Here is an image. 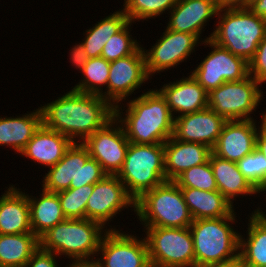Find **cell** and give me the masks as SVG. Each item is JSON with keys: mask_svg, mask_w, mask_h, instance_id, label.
Returning <instances> with one entry per match:
<instances>
[{"mask_svg": "<svg viewBox=\"0 0 266 267\" xmlns=\"http://www.w3.org/2000/svg\"><path fill=\"white\" fill-rule=\"evenodd\" d=\"M110 62L103 57L89 58L81 73L84 77L72 89L81 93L100 95L107 101V82L109 79ZM105 88V92L102 91ZM106 85V86H105Z\"/></svg>", "mask_w": 266, "mask_h": 267, "instance_id": "31", "label": "cell"}, {"mask_svg": "<svg viewBox=\"0 0 266 267\" xmlns=\"http://www.w3.org/2000/svg\"><path fill=\"white\" fill-rule=\"evenodd\" d=\"M70 60L72 61V66L74 65L76 69H80L82 71L84 65L88 62L89 57L88 53L85 51V47L83 44L79 43L70 50Z\"/></svg>", "mask_w": 266, "mask_h": 267, "instance_id": "39", "label": "cell"}, {"mask_svg": "<svg viewBox=\"0 0 266 267\" xmlns=\"http://www.w3.org/2000/svg\"><path fill=\"white\" fill-rule=\"evenodd\" d=\"M213 50L195 67L191 75L209 93L225 82L243 80L249 76L248 62L212 42L201 40Z\"/></svg>", "mask_w": 266, "mask_h": 267, "instance_id": "11", "label": "cell"}, {"mask_svg": "<svg viewBox=\"0 0 266 267\" xmlns=\"http://www.w3.org/2000/svg\"><path fill=\"white\" fill-rule=\"evenodd\" d=\"M249 183L260 193L266 191V158L256 148L237 162Z\"/></svg>", "mask_w": 266, "mask_h": 267, "instance_id": "35", "label": "cell"}, {"mask_svg": "<svg viewBox=\"0 0 266 267\" xmlns=\"http://www.w3.org/2000/svg\"><path fill=\"white\" fill-rule=\"evenodd\" d=\"M180 189L193 220L221 218L234 213V206L218 190Z\"/></svg>", "mask_w": 266, "mask_h": 267, "instance_id": "27", "label": "cell"}, {"mask_svg": "<svg viewBox=\"0 0 266 267\" xmlns=\"http://www.w3.org/2000/svg\"><path fill=\"white\" fill-rule=\"evenodd\" d=\"M176 3L177 0H126L123 10L129 21L134 23L155 18L169 9L171 11Z\"/></svg>", "mask_w": 266, "mask_h": 267, "instance_id": "33", "label": "cell"}, {"mask_svg": "<svg viewBox=\"0 0 266 267\" xmlns=\"http://www.w3.org/2000/svg\"><path fill=\"white\" fill-rule=\"evenodd\" d=\"M128 22L127 15L124 13V10H121L111 13V15L95 23L92 28L87 29L85 32L86 36L81 44L85 47L88 57H100L105 43Z\"/></svg>", "mask_w": 266, "mask_h": 267, "instance_id": "30", "label": "cell"}, {"mask_svg": "<svg viewBox=\"0 0 266 267\" xmlns=\"http://www.w3.org/2000/svg\"><path fill=\"white\" fill-rule=\"evenodd\" d=\"M256 121H227L220 133L212 153L222 159L238 162L256 148V135L259 130Z\"/></svg>", "mask_w": 266, "mask_h": 267, "instance_id": "18", "label": "cell"}, {"mask_svg": "<svg viewBox=\"0 0 266 267\" xmlns=\"http://www.w3.org/2000/svg\"><path fill=\"white\" fill-rule=\"evenodd\" d=\"M227 120L211 108L174 118L173 137L179 141L215 146Z\"/></svg>", "mask_w": 266, "mask_h": 267, "instance_id": "17", "label": "cell"}, {"mask_svg": "<svg viewBox=\"0 0 266 267\" xmlns=\"http://www.w3.org/2000/svg\"><path fill=\"white\" fill-rule=\"evenodd\" d=\"M218 7L215 0H177L169 11L167 28L172 31L194 34L199 40L202 30L210 18L217 16ZM203 28V29H202Z\"/></svg>", "mask_w": 266, "mask_h": 267, "instance_id": "20", "label": "cell"}, {"mask_svg": "<svg viewBox=\"0 0 266 267\" xmlns=\"http://www.w3.org/2000/svg\"><path fill=\"white\" fill-rule=\"evenodd\" d=\"M135 213L144 227L185 228L193 217L174 181L146 191L135 201Z\"/></svg>", "mask_w": 266, "mask_h": 267, "instance_id": "6", "label": "cell"}, {"mask_svg": "<svg viewBox=\"0 0 266 267\" xmlns=\"http://www.w3.org/2000/svg\"><path fill=\"white\" fill-rule=\"evenodd\" d=\"M40 198L28 197L32 233L40 238L45 232L66 219L55 192L42 189Z\"/></svg>", "mask_w": 266, "mask_h": 267, "instance_id": "28", "label": "cell"}, {"mask_svg": "<svg viewBox=\"0 0 266 267\" xmlns=\"http://www.w3.org/2000/svg\"><path fill=\"white\" fill-rule=\"evenodd\" d=\"M261 125L256 135V149L266 158V113L262 115Z\"/></svg>", "mask_w": 266, "mask_h": 267, "instance_id": "40", "label": "cell"}, {"mask_svg": "<svg viewBox=\"0 0 266 267\" xmlns=\"http://www.w3.org/2000/svg\"><path fill=\"white\" fill-rule=\"evenodd\" d=\"M260 212L266 217V214H265V212H263L262 210H260Z\"/></svg>", "mask_w": 266, "mask_h": 267, "instance_id": "46", "label": "cell"}, {"mask_svg": "<svg viewBox=\"0 0 266 267\" xmlns=\"http://www.w3.org/2000/svg\"><path fill=\"white\" fill-rule=\"evenodd\" d=\"M136 201L146 191L166 181L164 144L131 143L121 170L116 175Z\"/></svg>", "mask_w": 266, "mask_h": 267, "instance_id": "7", "label": "cell"}, {"mask_svg": "<svg viewBox=\"0 0 266 267\" xmlns=\"http://www.w3.org/2000/svg\"><path fill=\"white\" fill-rule=\"evenodd\" d=\"M47 172L43 176L42 187L55 193L88 184L94 185L107 175L101 165L90 157L88 149L81 142H73L63 158Z\"/></svg>", "mask_w": 266, "mask_h": 267, "instance_id": "8", "label": "cell"}, {"mask_svg": "<svg viewBox=\"0 0 266 267\" xmlns=\"http://www.w3.org/2000/svg\"><path fill=\"white\" fill-rule=\"evenodd\" d=\"M39 248V238L32 232L0 234V267L26 265Z\"/></svg>", "mask_w": 266, "mask_h": 267, "instance_id": "29", "label": "cell"}, {"mask_svg": "<svg viewBox=\"0 0 266 267\" xmlns=\"http://www.w3.org/2000/svg\"><path fill=\"white\" fill-rule=\"evenodd\" d=\"M5 267H26L25 265H21V266H5Z\"/></svg>", "mask_w": 266, "mask_h": 267, "instance_id": "45", "label": "cell"}, {"mask_svg": "<svg viewBox=\"0 0 266 267\" xmlns=\"http://www.w3.org/2000/svg\"><path fill=\"white\" fill-rule=\"evenodd\" d=\"M41 125L40 108L22 117H0V146H10L20 154Z\"/></svg>", "mask_w": 266, "mask_h": 267, "instance_id": "26", "label": "cell"}, {"mask_svg": "<svg viewBox=\"0 0 266 267\" xmlns=\"http://www.w3.org/2000/svg\"><path fill=\"white\" fill-rule=\"evenodd\" d=\"M72 143L65 135L41 125L20 154L49 169L63 158Z\"/></svg>", "mask_w": 266, "mask_h": 267, "instance_id": "22", "label": "cell"}, {"mask_svg": "<svg viewBox=\"0 0 266 267\" xmlns=\"http://www.w3.org/2000/svg\"><path fill=\"white\" fill-rule=\"evenodd\" d=\"M236 217L234 212L221 218L193 220L189 229L193 237L195 267L227 262L239 256L240 234L231 226Z\"/></svg>", "mask_w": 266, "mask_h": 267, "instance_id": "5", "label": "cell"}, {"mask_svg": "<svg viewBox=\"0 0 266 267\" xmlns=\"http://www.w3.org/2000/svg\"><path fill=\"white\" fill-rule=\"evenodd\" d=\"M158 91L166 99L174 118L208 107V92L191 74L188 77L176 80V82L164 84ZM175 113L178 116H175Z\"/></svg>", "mask_w": 266, "mask_h": 267, "instance_id": "19", "label": "cell"}, {"mask_svg": "<svg viewBox=\"0 0 266 267\" xmlns=\"http://www.w3.org/2000/svg\"><path fill=\"white\" fill-rule=\"evenodd\" d=\"M149 79L144 51L140 46L132 55L110 62L107 101L113 107L119 102L121 105V101L126 100Z\"/></svg>", "mask_w": 266, "mask_h": 267, "instance_id": "16", "label": "cell"}, {"mask_svg": "<svg viewBox=\"0 0 266 267\" xmlns=\"http://www.w3.org/2000/svg\"><path fill=\"white\" fill-rule=\"evenodd\" d=\"M126 104L125 113L121 111L122 106L121 109L120 105L114 107V117L121 124L129 142L164 144L173 136L174 117L158 89L149 90Z\"/></svg>", "mask_w": 266, "mask_h": 267, "instance_id": "2", "label": "cell"}, {"mask_svg": "<svg viewBox=\"0 0 266 267\" xmlns=\"http://www.w3.org/2000/svg\"><path fill=\"white\" fill-rule=\"evenodd\" d=\"M219 10L248 8L250 0H215Z\"/></svg>", "mask_w": 266, "mask_h": 267, "instance_id": "41", "label": "cell"}, {"mask_svg": "<svg viewBox=\"0 0 266 267\" xmlns=\"http://www.w3.org/2000/svg\"><path fill=\"white\" fill-rule=\"evenodd\" d=\"M69 267H101L95 260L90 261H77L69 264Z\"/></svg>", "mask_w": 266, "mask_h": 267, "instance_id": "44", "label": "cell"}, {"mask_svg": "<svg viewBox=\"0 0 266 267\" xmlns=\"http://www.w3.org/2000/svg\"><path fill=\"white\" fill-rule=\"evenodd\" d=\"M39 108L44 127L75 143H82L114 118V107L103 97L73 89Z\"/></svg>", "mask_w": 266, "mask_h": 267, "instance_id": "1", "label": "cell"}, {"mask_svg": "<svg viewBox=\"0 0 266 267\" xmlns=\"http://www.w3.org/2000/svg\"><path fill=\"white\" fill-rule=\"evenodd\" d=\"M82 144L107 175H117L123 166L130 142L114 117L104 127L88 136Z\"/></svg>", "mask_w": 266, "mask_h": 267, "instance_id": "13", "label": "cell"}, {"mask_svg": "<svg viewBox=\"0 0 266 267\" xmlns=\"http://www.w3.org/2000/svg\"><path fill=\"white\" fill-rule=\"evenodd\" d=\"M248 8L255 15L266 19V0H251Z\"/></svg>", "mask_w": 266, "mask_h": 267, "instance_id": "42", "label": "cell"}, {"mask_svg": "<svg viewBox=\"0 0 266 267\" xmlns=\"http://www.w3.org/2000/svg\"><path fill=\"white\" fill-rule=\"evenodd\" d=\"M202 267H245V265L243 264L242 260L238 256L237 258L227 261V262L213 263V264H208Z\"/></svg>", "mask_w": 266, "mask_h": 267, "instance_id": "43", "label": "cell"}, {"mask_svg": "<svg viewBox=\"0 0 266 267\" xmlns=\"http://www.w3.org/2000/svg\"><path fill=\"white\" fill-rule=\"evenodd\" d=\"M94 189V185L88 184L76 189H66L57 192L61 209L66 219L86 218V205Z\"/></svg>", "mask_w": 266, "mask_h": 267, "instance_id": "32", "label": "cell"}, {"mask_svg": "<svg viewBox=\"0 0 266 267\" xmlns=\"http://www.w3.org/2000/svg\"><path fill=\"white\" fill-rule=\"evenodd\" d=\"M250 75L243 80L225 82L208 93V107L227 121L251 120L263 92Z\"/></svg>", "mask_w": 266, "mask_h": 267, "instance_id": "10", "label": "cell"}, {"mask_svg": "<svg viewBox=\"0 0 266 267\" xmlns=\"http://www.w3.org/2000/svg\"><path fill=\"white\" fill-rule=\"evenodd\" d=\"M128 207L135 212V200L127 193L125 185L116 175H106L94 184L86 205V219L105 227L109 220Z\"/></svg>", "mask_w": 266, "mask_h": 267, "instance_id": "15", "label": "cell"}, {"mask_svg": "<svg viewBox=\"0 0 266 267\" xmlns=\"http://www.w3.org/2000/svg\"><path fill=\"white\" fill-rule=\"evenodd\" d=\"M217 16L220 20L216 29L205 40L210 39L249 62L266 36V19L255 15L249 8L221 9Z\"/></svg>", "mask_w": 266, "mask_h": 267, "instance_id": "4", "label": "cell"}, {"mask_svg": "<svg viewBox=\"0 0 266 267\" xmlns=\"http://www.w3.org/2000/svg\"><path fill=\"white\" fill-rule=\"evenodd\" d=\"M249 75L260 85L266 83V36L258 44L254 57L248 62Z\"/></svg>", "mask_w": 266, "mask_h": 267, "instance_id": "37", "label": "cell"}, {"mask_svg": "<svg viewBox=\"0 0 266 267\" xmlns=\"http://www.w3.org/2000/svg\"><path fill=\"white\" fill-rule=\"evenodd\" d=\"M19 190L11 185L0 197V234L32 232L28 197Z\"/></svg>", "mask_w": 266, "mask_h": 267, "instance_id": "23", "label": "cell"}, {"mask_svg": "<svg viewBox=\"0 0 266 267\" xmlns=\"http://www.w3.org/2000/svg\"><path fill=\"white\" fill-rule=\"evenodd\" d=\"M199 42L201 41L194 34L172 31L166 27L150 50L143 48L148 76L178 66L195 52L194 47L201 44Z\"/></svg>", "mask_w": 266, "mask_h": 267, "instance_id": "14", "label": "cell"}, {"mask_svg": "<svg viewBox=\"0 0 266 267\" xmlns=\"http://www.w3.org/2000/svg\"><path fill=\"white\" fill-rule=\"evenodd\" d=\"M217 190L233 205L235 197L239 195H253L259 193L240 172L237 162L222 159L213 153L209 157Z\"/></svg>", "mask_w": 266, "mask_h": 267, "instance_id": "25", "label": "cell"}, {"mask_svg": "<svg viewBox=\"0 0 266 267\" xmlns=\"http://www.w3.org/2000/svg\"><path fill=\"white\" fill-rule=\"evenodd\" d=\"M98 254L101 267H151L146 239L119 230L105 232Z\"/></svg>", "mask_w": 266, "mask_h": 267, "instance_id": "12", "label": "cell"}, {"mask_svg": "<svg viewBox=\"0 0 266 267\" xmlns=\"http://www.w3.org/2000/svg\"><path fill=\"white\" fill-rule=\"evenodd\" d=\"M52 252L41 249L40 247L34 252L32 257L26 263V267H58L57 259Z\"/></svg>", "mask_w": 266, "mask_h": 267, "instance_id": "38", "label": "cell"}, {"mask_svg": "<svg viewBox=\"0 0 266 267\" xmlns=\"http://www.w3.org/2000/svg\"><path fill=\"white\" fill-rule=\"evenodd\" d=\"M212 149L206 145L184 142L171 136L164 143L166 181H174L185 170L207 163Z\"/></svg>", "mask_w": 266, "mask_h": 267, "instance_id": "21", "label": "cell"}, {"mask_svg": "<svg viewBox=\"0 0 266 267\" xmlns=\"http://www.w3.org/2000/svg\"><path fill=\"white\" fill-rule=\"evenodd\" d=\"M174 182L180 188H195L203 191L217 190V183L210 161L185 170Z\"/></svg>", "mask_w": 266, "mask_h": 267, "instance_id": "36", "label": "cell"}, {"mask_svg": "<svg viewBox=\"0 0 266 267\" xmlns=\"http://www.w3.org/2000/svg\"><path fill=\"white\" fill-rule=\"evenodd\" d=\"M132 22L129 21L119 32L105 43L101 57L111 62L132 55L141 45L130 34Z\"/></svg>", "mask_w": 266, "mask_h": 267, "instance_id": "34", "label": "cell"}, {"mask_svg": "<svg viewBox=\"0 0 266 267\" xmlns=\"http://www.w3.org/2000/svg\"><path fill=\"white\" fill-rule=\"evenodd\" d=\"M149 261L153 267H195L189 227H145Z\"/></svg>", "mask_w": 266, "mask_h": 267, "instance_id": "9", "label": "cell"}, {"mask_svg": "<svg viewBox=\"0 0 266 267\" xmlns=\"http://www.w3.org/2000/svg\"><path fill=\"white\" fill-rule=\"evenodd\" d=\"M107 230L117 229H107V226L104 229L101 224L86 218L65 219L39 238V247L58 257L65 255L73 262L95 260L94 256H99V246Z\"/></svg>", "mask_w": 266, "mask_h": 267, "instance_id": "3", "label": "cell"}, {"mask_svg": "<svg viewBox=\"0 0 266 267\" xmlns=\"http://www.w3.org/2000/svg\"><path fill=\"white\" fill-rule=\"evenodd\" d=\"M260 210L249 216L247 239L239 236V257L245 267H266V217Z\"/></svg>", "mask_w": 266, "mask_h": 267, "instance_id": "24", "label": "cell"}]
</instances>
